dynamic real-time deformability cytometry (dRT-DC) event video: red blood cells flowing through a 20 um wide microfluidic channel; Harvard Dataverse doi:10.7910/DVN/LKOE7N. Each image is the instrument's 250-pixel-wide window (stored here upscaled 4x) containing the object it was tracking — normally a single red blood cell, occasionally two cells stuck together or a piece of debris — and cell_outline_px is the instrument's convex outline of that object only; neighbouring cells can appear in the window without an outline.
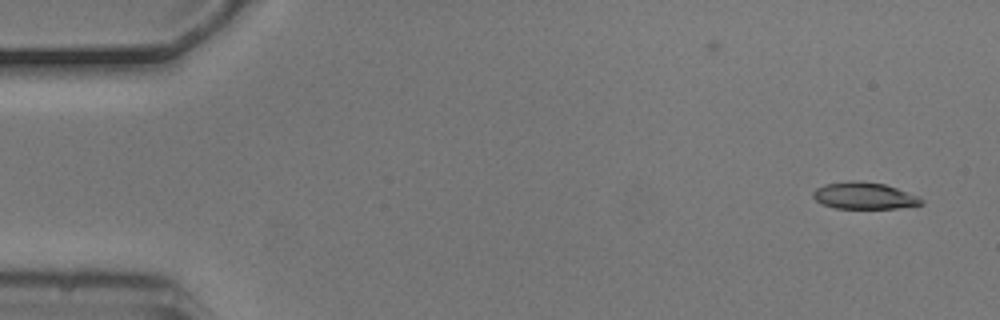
{"species": "common noctule bat (a hibernating species)", "species_latin": "Nyctalus noctula", "temperature_condition": "cold", "stored_images_in_passage": 2, "camera_frame_rate_fps": 3000, "um_per_image_px": 0.085, "animal": {"sex": "male", "body_mass_g": 20.5, "forearm_length_mm": 52.5}, "frame": {"image": 1, "passage_image": 2, "time_ms": 0.333, "image_size_px": [1000, 320], "cell_outline_px": [[924, 204], [896, 208], [836, 208], [824, 204], [816, 200], [812, 196], [812, 192], [816, 188], [824, 184], [848, 180], [852, 180], [884, 184], [920, 196], [924, 200]], "centroid_in_image_um": [73.46, 16.63], "position_along_channel_um": 11.5, "area_um2": 16.88}}